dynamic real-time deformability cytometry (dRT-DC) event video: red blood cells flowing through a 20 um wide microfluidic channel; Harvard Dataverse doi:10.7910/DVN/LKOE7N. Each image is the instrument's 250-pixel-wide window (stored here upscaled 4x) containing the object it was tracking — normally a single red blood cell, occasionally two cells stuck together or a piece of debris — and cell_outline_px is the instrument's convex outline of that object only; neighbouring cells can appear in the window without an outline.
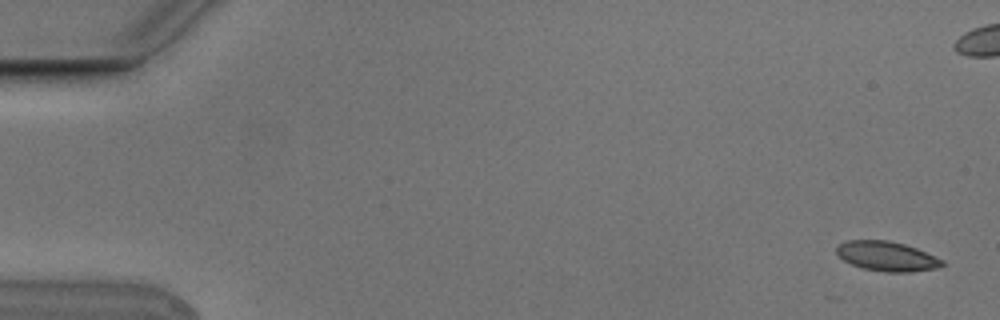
{"species": "Egyptian fruit bat (a non-hibernating species)", "species_latin": "Rousettus aegyptiacus", "temperature_condition": "cold", "stored_images_in_passage": 7, "camera_frame_rate_fps": 3000, "um_per_image_px": 0.085, "animal": {"sex": "male"}, "frame": {"image": 1, "passage_image": 1, "time_ms": 0.0, "image_size_px": [1000, 320], "cell_outline_px": [[944, 264], [936, 268], [908, 272], [884, 272], [864, 268], [852, 264], [844, 260], [836, 252], [836, 248], [844, 240], [888, 240], [904, 244], [916, 248], [944, 260]], "centroid_in_image_um": [75.37, 21.77], "position_along_channel_um": 9.6, "area_um2": 18.09}}